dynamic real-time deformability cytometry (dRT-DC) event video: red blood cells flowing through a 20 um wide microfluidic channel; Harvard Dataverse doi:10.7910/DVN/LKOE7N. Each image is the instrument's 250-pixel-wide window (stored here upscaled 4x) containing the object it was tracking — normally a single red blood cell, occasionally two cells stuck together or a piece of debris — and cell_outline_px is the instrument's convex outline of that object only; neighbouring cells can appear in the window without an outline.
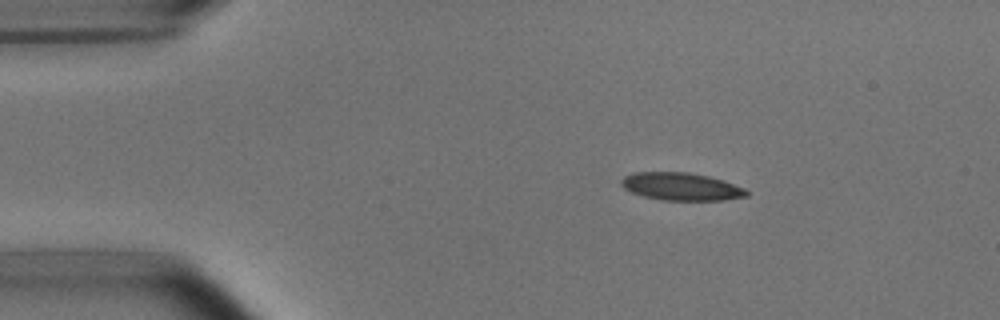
{"species": "common noctule bat (a hibernating species)", "species_latin": "Nyctalus noctula", "temperature_condition": "room temperature", "stored_images_in_passage": 3, "camera_frame_rate_fps": 3000, "um_per_image_px": 0.085, "animal": {"sex": "male", "body_mass_g": 15.6}, "frame": {"image": 1, "passage_image": 1, "time_ms": 0.0, "image_size_px": [1000, 320], "cell_outline_px": [[748, 196], [724, 200], [664, 200], [644, 196], [632, 192], [624, 188], [620, 184], [620, 180], [624, 176], [632, 172], [688, 172], [708, 176], [724, 180], [744, 188], [748, 192]], "centroid_in_image_um": [57.89, 15.85], "position_along_channel_um": 27.1, "area_um2": 20.23}}
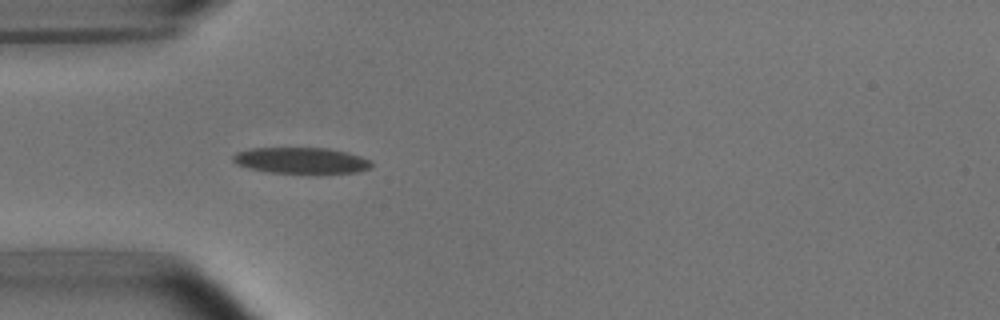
{"frame": {"image": 2, "passage_image": 3, "time_ms": 2.333, "image_size_px": [1000, 320], "cell_outline_px": [[372, 168], [356, 172], [320, 176], [268, 172], [248, 168], [236, 164], [232, 160], [232, 156], [236, 152], [248, 148], [328, 148], [360, 156], [368, 160], [372, 164]], "centroid_in_image_um": [25.6, 13.69], "position_along_channel_um": 59.4, "area_um2": 21.96}}